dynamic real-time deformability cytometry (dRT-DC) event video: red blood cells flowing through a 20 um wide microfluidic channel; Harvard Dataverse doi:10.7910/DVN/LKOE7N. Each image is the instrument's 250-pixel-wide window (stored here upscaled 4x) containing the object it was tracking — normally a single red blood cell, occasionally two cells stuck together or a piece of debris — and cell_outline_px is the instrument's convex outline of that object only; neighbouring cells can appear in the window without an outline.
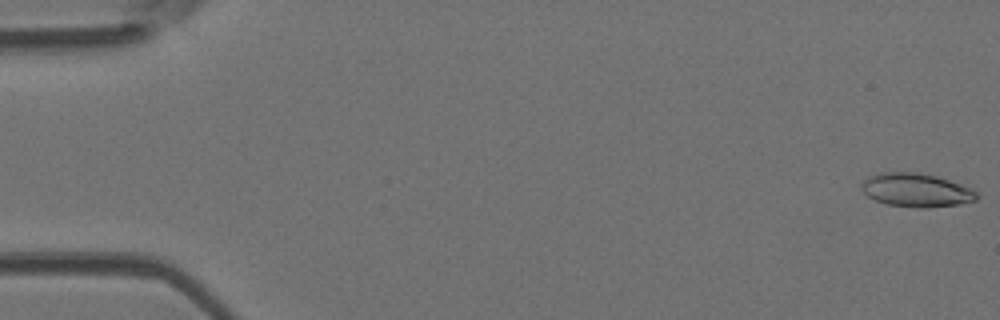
{"species": "Egyptian fruit bat (a non-hibernating species)", "species_latin": "Rousettus aegyptiacus", "temperature_condition": "room temperature", "stored_images_in_passage": 6, "camera_frame_rate_fps": 3000, "um_per_image_px": 0.085, "animal": {"sex": "female"}, "frame": {"image": 1, "passage_image": 1, "time_ms": 0.0, "image_size_px": [1000, 320], "cell_outline_px": [[980, 196], [976, 200], [956, 204], [928, 208], [916, 208], [888, 204], [876, 200], [868, 196], [860, 188], [860, 184], [864, 180], [880, 172], [916, 172], [936, 176], [972, 188]], "centroid_in_image_um": [77.88, 16.16], "position_along_channel_um": 7.1, "area_um2": 22.43}}